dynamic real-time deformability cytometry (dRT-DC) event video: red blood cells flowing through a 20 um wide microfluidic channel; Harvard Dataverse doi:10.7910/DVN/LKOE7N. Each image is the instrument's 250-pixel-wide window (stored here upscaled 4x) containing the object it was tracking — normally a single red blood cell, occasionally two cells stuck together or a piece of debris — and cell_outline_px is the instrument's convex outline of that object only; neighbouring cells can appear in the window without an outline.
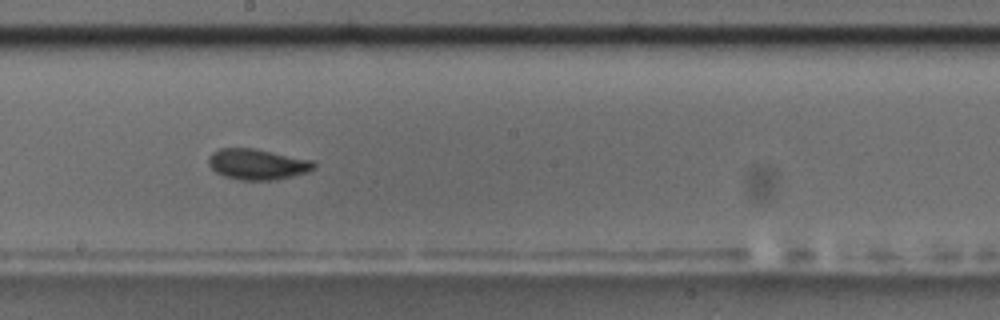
{"species": "common noctule bat (a hibernating species)", "species_latin": "Nyctalus noctula", "temperature_condition": "room temperature", "stored_images_in_passage": 11, "camera_frame_rate_fps": 3000, "um_per_image_px": 0.085, "animal": {"sex": "male", "body_mass_g": 17.5, "forearm_length_mm": 52.3}, "frame": {"image": 1, "passage_image": 10, "time_ms": 11.333, "image_size_px": [1000, 320], "cell_outline_px": [[316, 168], [308, 172], [292, 176], [272, 180], [240, 180], [224, 176], [216, 172], [208, 164], [208, 156], [212, 152], [220, 148], [256, 148], [312, 160], [316, 164]], "centroid_in_image_um": [21.88, 13.95], "position_along_channel_um": 226.3, "area_um2": 19.02}}
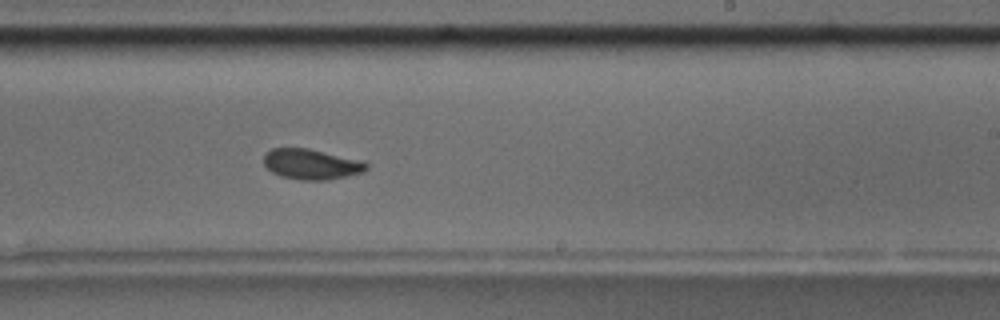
{"frame": {"image": 2, "passage_image": 11, "time_ms": 12.333, "image_size_px": [1000, 320], "cell_outline_px": [[368, 168], [364, 172], [324, 180], [300, 180], [280, 176], [272, 172], [264, 164], [264, 156], [272, 148], [308, 148], [364, 160], [368, 164]], "centroid_in_image_um": [26.49, 13.95], "position_along_channel_um": 262.5, "area_um2": 18.21}}